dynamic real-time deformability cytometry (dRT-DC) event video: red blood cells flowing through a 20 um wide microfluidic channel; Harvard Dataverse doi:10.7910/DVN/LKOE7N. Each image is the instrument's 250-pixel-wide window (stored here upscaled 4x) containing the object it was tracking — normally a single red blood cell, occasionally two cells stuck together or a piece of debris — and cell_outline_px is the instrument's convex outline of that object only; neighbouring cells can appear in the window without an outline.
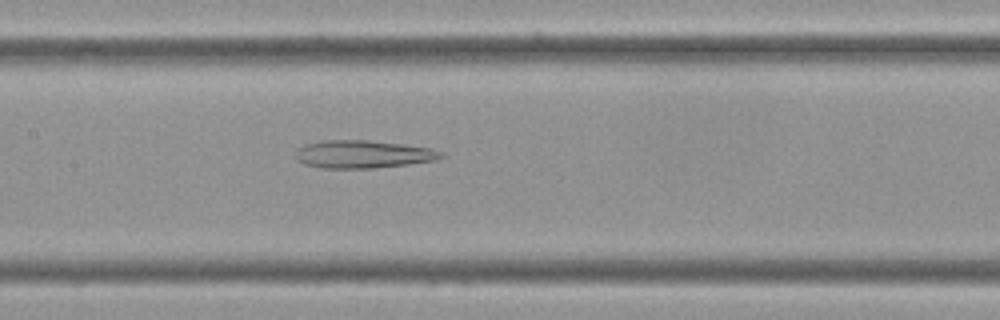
{"species": "Egyptian fruit bat (a non-hibernating species)", "species_latin": "Rousettus aegyptiacus", "temperature_condition": "cold", "stored_images_in_passage": 55, "camera_frame_rate_fps": 3000, "um_per_image_px": 0.085, "frame": {"image": 1, "passage_image": 24, "time_ms": 7.667, "image_size_px": [1000, 320], "cell_outline_px": [[444, 156], [436, 160], [408, 164], [372, 168], [320, 168], [304, 164], [296, 160], [296, 148], [304, 144], [324, 140], [368, 140], [404, 144], [432, 148], [444, 152]], "centroid_in_image_um": [30.84, 13.1], "position_along_channel_um": 176.6, "area_um2": 23.81}}
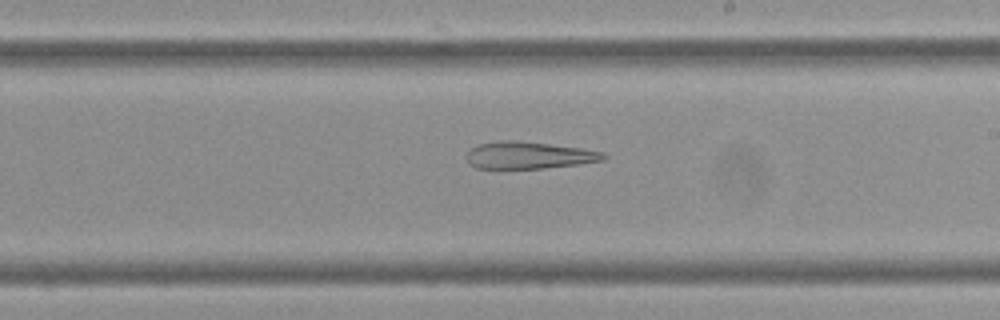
{"frame": {"image": 2, "passage_image": 30, "time_ms": 9.667, "image_size_px": [1000, 320], "cell_outline_px": [[608, 156], [604, 160], [576, 164], [544, 168], [476, 168], [468, 164], [464, 156], [472, 148], [480, 144], [500, 140], [512, 140], [548, 144], [580, 148], [604, 152]], "centroid_in_image_um": [44.91, 13.2], "position_along_channel_um": 244.1, "area_um2": 21.44}}
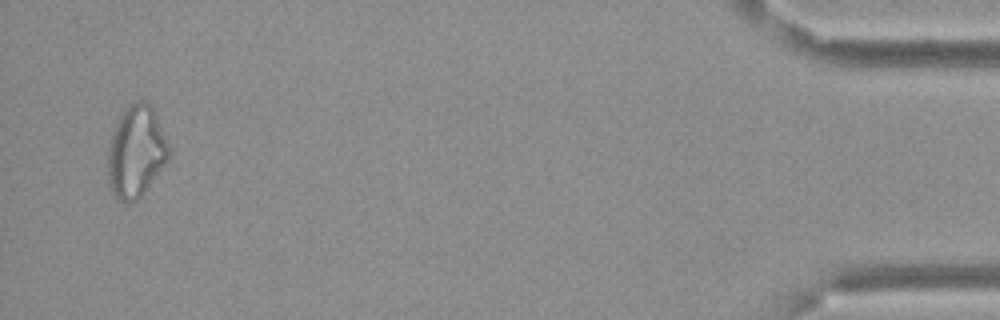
{"frame": {"image": 3, "passage_image": 53, "time_ms": 17.333, "image_size_px": [1000, 320], "cell_outline_px": [[172, 156], [144, 192], [136, 200], [128, 204], [124, 204], [112, 192], [108, 184], [108, 148], [112, 132], [120, 112], [128, 104], [136, 100], [148, 100], [152, 104], [172, 148]], "centroid_in_image_um": [11.6, 12.84], "position_along_channel_um": 423.6, "area_um2": 33.64}, "authors_computed_cell_mechanics": {"area_um2": 29.2468, "velocity_mm_per_s": 3.3909, "shape_relaxation_time_tau1_ms": null, "shape_relaxation_time_tau2_ms": 9.8853, "deformation_change_tau1": null, "deformation_change_tau2": 0.251}}